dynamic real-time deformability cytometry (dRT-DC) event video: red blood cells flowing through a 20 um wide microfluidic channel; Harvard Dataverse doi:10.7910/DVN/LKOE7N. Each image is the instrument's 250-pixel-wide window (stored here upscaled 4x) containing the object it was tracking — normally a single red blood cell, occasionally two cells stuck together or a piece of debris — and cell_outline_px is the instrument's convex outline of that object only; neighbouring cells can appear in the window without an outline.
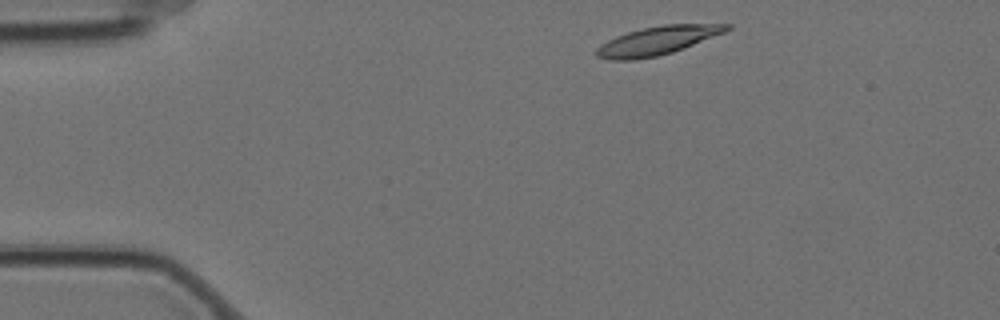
{"species": "Egyptian fruit bat (a non-hibernating species)", "species_latin": "Rousettus aegyptiacus", "temperature_condition": "cold", "stored_images_in_passage": 3, "camera_frame_rate_fps": 3000, "um_per_image_px": 0.085, "animal": {"sex": "female"}, "frame": {"image": 1, "passage_image": 1, "time_ms": 0.0, "image_size_px": [1000, 320], "cell_outline_px": [[732, 28], [724, 32], [684, 48], [672, 52], [656, 56], [632, 60], [608, 60], [596, 56], [596, 48], [600, 44], [616, 36], [628, 32], [644, 28], [664, 24], [732, 24]], "centroid_in_image_um": [55.86, 3.45], "position_along_channel_um": 29.1, "area_um2": 21.44}}